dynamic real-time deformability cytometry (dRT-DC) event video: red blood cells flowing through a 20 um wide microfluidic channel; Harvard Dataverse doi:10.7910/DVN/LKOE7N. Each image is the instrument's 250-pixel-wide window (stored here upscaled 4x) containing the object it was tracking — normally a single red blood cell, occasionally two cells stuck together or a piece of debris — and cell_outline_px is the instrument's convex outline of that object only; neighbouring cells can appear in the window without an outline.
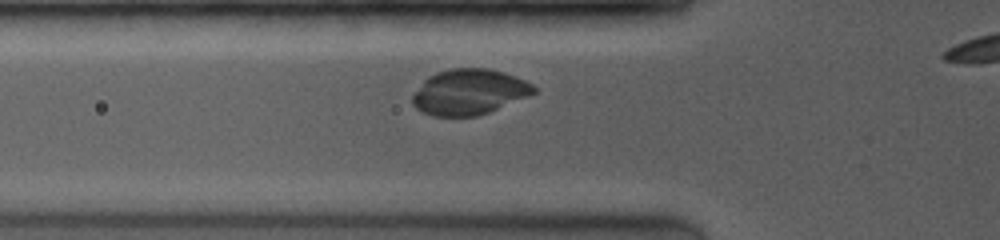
{"species": "common noctule bat (a hibernating species)", "species_latin": "Nyctalus noctula", "temperature_condition": "room temperature", "stored_images_in_passage": 12, "camera_frame_rate_fps": 4000, "um_per_image_px": 0.085, "animal": {"sex": "female", "body_mass_g": 19.0, "forearm_length_mm": 53.3}, "frame": {"image": 1, "passage_image": 7, "time_ms": 1.5, "image_size_px": [1000, 240], "cell_outline_px": [[536, 92], [528, 96], [488, 112], [476, 116], [432, 116], [420, 112], [412, 104], [412, 96], [424, 80], [428, 76], [436, 72], [448, 68], [484, 68], [504, 72], [524, 80], [532, 84], [536, 88]], "centroid_in_image_um": [39.84, 7.81], "position_along_channel_um": 86.0, "area_um2": 32.14}}
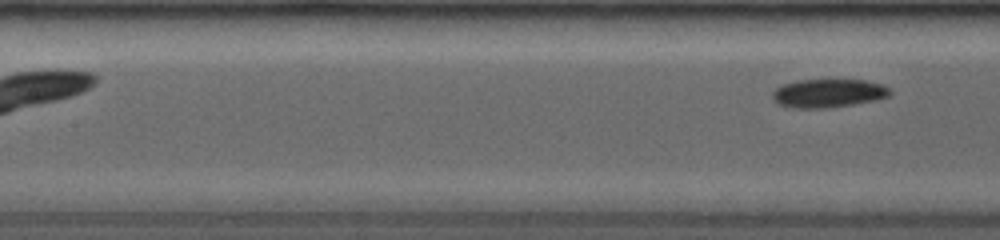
{"frame": {"image": 2, "passage_image": 12, "time_ms": 2.75, "image_size_px": [1000, 240], "cell_outline_px": [[892, 92], [888, 96], [876, 100], [828, 108], [792, 108], [776, 104], [772, 100], [772, 92], [776, 88], [784, 84], [800, 80], [864, 80], [880, 84], [888, 88]], "centroid_in_image_um": [70.35, 7.94], "position_along_channel_um": 137.0, "area_um2": 19.48}}